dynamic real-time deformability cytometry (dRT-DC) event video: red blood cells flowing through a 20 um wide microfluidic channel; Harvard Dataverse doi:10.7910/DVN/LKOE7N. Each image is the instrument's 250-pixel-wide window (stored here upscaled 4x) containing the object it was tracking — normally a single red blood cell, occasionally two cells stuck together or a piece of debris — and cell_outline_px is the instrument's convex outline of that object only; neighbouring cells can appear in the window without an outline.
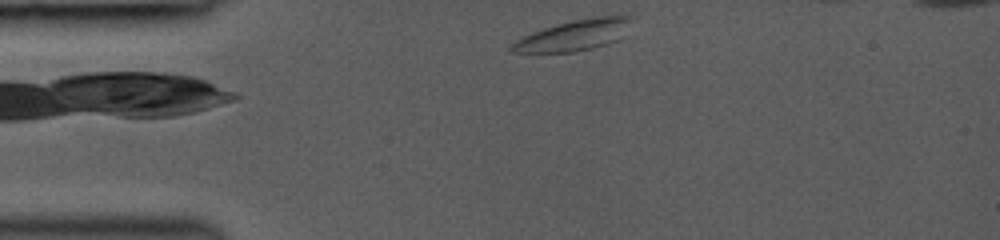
{"species": "common noctule bat (a hibernating species)", "species_latin": "Nyctalus noctula", "temperature_condition": "room temperature", "stored_images_in_passage": 33, "camera_frame_rate_fps": 3000, "um_per_image_px": 0.085, "animal": {"sex": "female", "body_mass_g": 19.0, "forearm_length_mm": 53.3}, "frame": {"image": 1, "passage_image": 1, "time_ms": 0.0, "image_size_px": [1000, 240], "cell_outline_px": [[632, 16], [616, 40], [608, 44], [592, 48], [572, 52], [508, 52], [508, 48], [516, 40], [532, 32], [544, 28], [572, 20], [596, 16]], "centroid_in_image_um": [48.68, 3.01], "position_along_channel_um": 36.3, "area_um2": 20.81}}
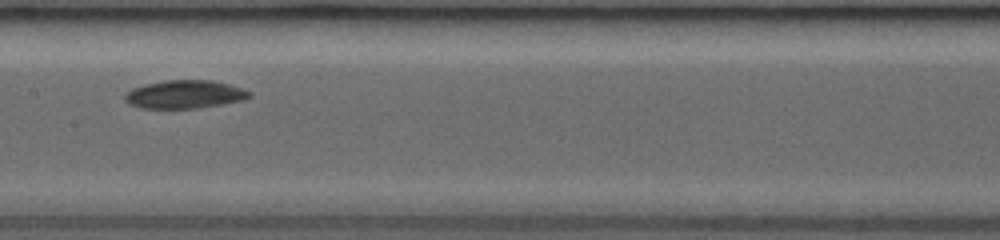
{"frame": {"image": 2, "passage_image": 15, "time_ms": 4.667, "image_size_px": [1000, 240], "cell_outline_px": [[252, 96], [244, 100], [200, 108], [140, 108], [124, 100], [124, 96], [132, 88], [144, 84], [164, 80], [212, 80], [228, 84], [252, 92]], "centroid_in_image_um": [15.71, 8.02], "position_along_channel_um": 191.7, "area_um2": 20.46}}
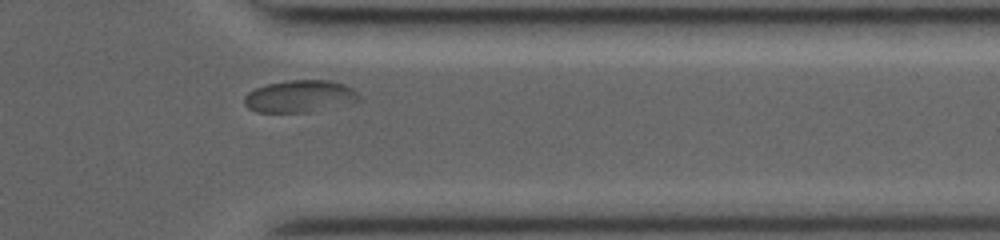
{"frame": {"image": 3, "passage_image": 29, "time_ms": 9.333, "image_size_px": [1000, 240], "cell_outline_px": [[360, 100], [352, 104], [308, 112], [256, 112], [248, 108], [244, 104], [244, 96], [248, 92], [256, 88], [268, 84], [288, 80], [328, 80], [344, 84], [352, 88], [360, 96]], "centroid_in_image_um": [25.5, 8.19], "position_along_channel_um": 385.9, "area_um2": 21.62}, "authors_computed_cell_mechanics": {"area_um2": 20.808, "velocity_mm_per_s": 4.1254, "shape_relaxation_time_tau1_ms": 4.8061, "shape_relaxation_time_tau2_ms": 1.5593, "deformation_change_tau1": 0.1295, "deformation_change_tau2": 0.0245}}